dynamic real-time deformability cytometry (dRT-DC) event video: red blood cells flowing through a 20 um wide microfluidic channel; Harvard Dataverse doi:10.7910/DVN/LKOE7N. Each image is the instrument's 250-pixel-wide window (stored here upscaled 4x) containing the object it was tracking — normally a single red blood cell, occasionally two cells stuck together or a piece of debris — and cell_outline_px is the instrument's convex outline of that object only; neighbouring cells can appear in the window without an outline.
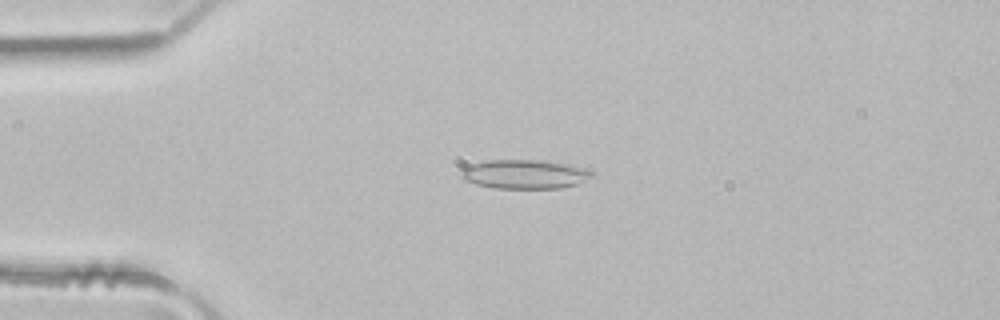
{"species": "common noctule bat (a hibernating species)", "species_latin": "Nyctalus noctula", "temperature_condition": "room temperature", "stored_images_in_passage": 5, "camera_frame_rate_fps": 3000, "um_per_image_px": 0.085, "animal": {"sex": "male", "body_mass_g": 21.5, "forearm_length_mm": 52.0}, "frame": {"image": 1, "passage_image": 5, "time_ms": 1.333, "image_size_px": [1000, 320], "cell_outline_px": [[596, 176], [576, 184], [560, 188], [496, 188], [476, 184], [464, 180], [460, 176], [460, 172], [464, 168], [472, 164], [484, 160], [540, 160], [564, 164], [584, 168], [592, 172]], "centroid_in_image_um": [44.57, 14.81], "position_along_channel_um": 40.4, "area_um2": 22.02}}